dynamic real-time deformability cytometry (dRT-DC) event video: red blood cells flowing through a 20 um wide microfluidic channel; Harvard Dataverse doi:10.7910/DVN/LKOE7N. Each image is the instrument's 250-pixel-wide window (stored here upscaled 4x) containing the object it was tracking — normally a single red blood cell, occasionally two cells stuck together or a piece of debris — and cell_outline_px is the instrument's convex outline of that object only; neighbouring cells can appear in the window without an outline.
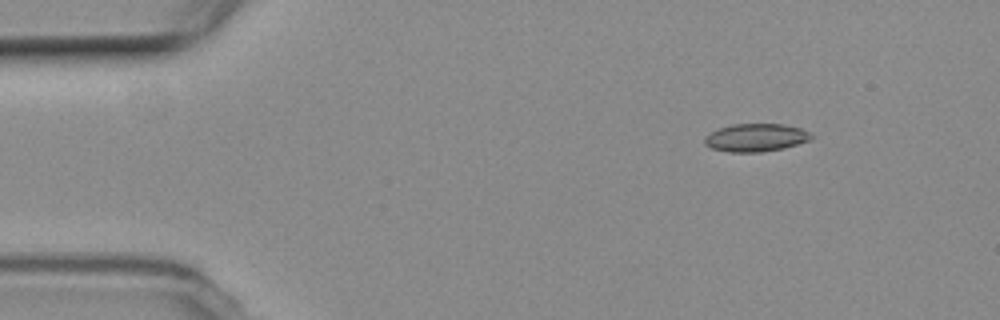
{"species": "common noctule bat (a hibernating species)", "species_latin": "Nyctalus noctula", "temperature_condition": "room temperature", "stored_images_in_passage": 8, "camera_frame_rate_fps": 3000, "um_per_image_px": 0.085, "animal": {"sex": "female", "body_mass_g": 19.3, "forearm_length_mm": 54.1}, "frame": {"image": 1, "passage_image": 2, "time_ms": 1.333, "image_size_px": [1000, 320], "cell_outline_px": [[812, 136], [808, 140], [784, 148], [760, 152], [728, 152], [712, 148], [704, 144], [704, 136], [720, 128], [732, 124], [784, 124], [800, 128], [808, 132]], "centroid_in_image_um": [64.2, 11.7], "position_along_channel_um": 20.8, "area_um2": 17.17}}
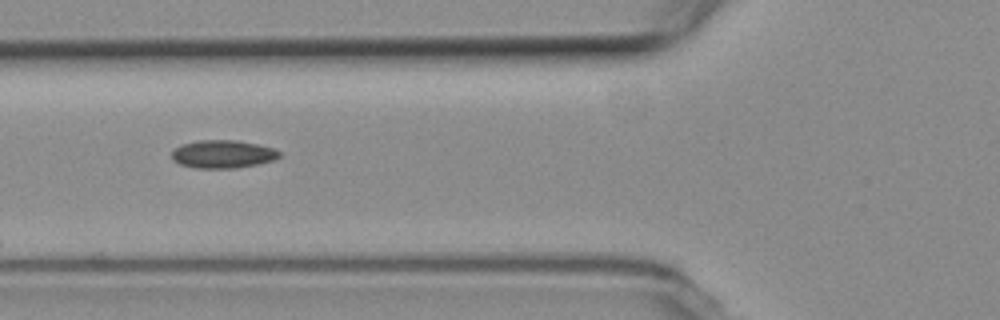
{"frame": {"image": 2, "passage_image": 5, "time_ms": 6.0, "image_size_px": [1000, 320], "cell_outline_px": [[280, 156], [272, 160], [256, 164], [236, 168], [196, 168], [180, 164], [172, 160], [172, 152], [180, 144], [200, 140], [236, 140], [256, 144], [272, 148], [280, 152]], "centroid_in_image_um": [18.9, 13.1], "position_along_channel_um": 106.9, "area_um2": 17.4}}
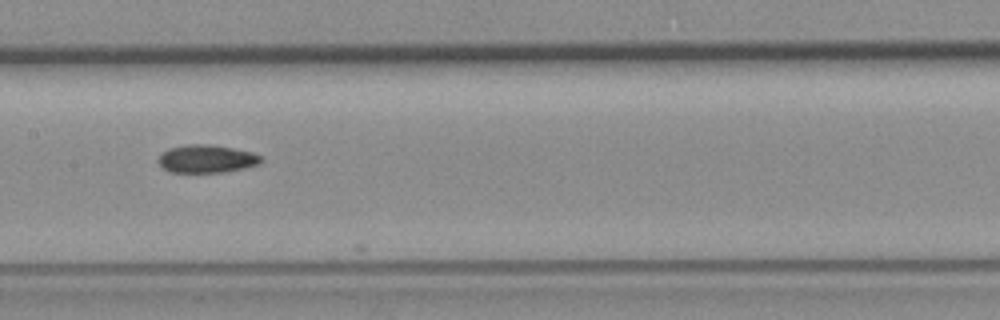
{"frame": {"image": 3, "passage_image": 7, "time_ms": 8.333, "image_size_px": [1000, 320], "cell_outline_px": [[264, 160], [260, 164], [244, 168], [224, 172], [168, 172], [156, 160], [160, 152], [168, 148], [184, 144], [208, 144], [232, 148], [252, 152], [260, 156]], "centroid_in_image_um": [17.52, 13.49], "position_along_channel_um": 189.9, "area_um2": 16.94}}